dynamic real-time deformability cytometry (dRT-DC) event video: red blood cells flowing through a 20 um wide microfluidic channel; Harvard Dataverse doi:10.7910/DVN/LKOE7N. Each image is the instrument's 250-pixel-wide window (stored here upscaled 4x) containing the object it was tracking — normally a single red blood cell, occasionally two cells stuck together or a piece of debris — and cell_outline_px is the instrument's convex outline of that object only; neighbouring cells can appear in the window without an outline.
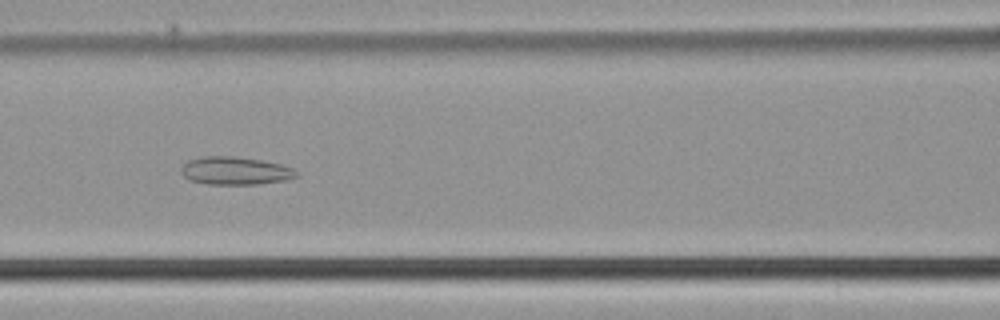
{"species": "common noctule bat (a hibernating species)", "species_latin": "Nyctalus noctula", "temperature_condition": "cold", "stored_images_in_passage": 50, "camera_frame_rate_fps": 3000, "um_per_image_px": 0.085, "animal": {"sex": "male", "body_mass_g": 21.5, "forearm_length_mm": 52.0}, "frame": {"image": 1, "passage_image": 22, "time_ms": 7.0, "image_size_px": [1000, 320], "cell_outline_px": [[300, 172], [296, 176], [284, 180], [256, 184], [208, 184], [188, 180], [180, 172], [180, 168], [188, 160], [204, 156], [232, 156], [260, 160], [280, 164], [292, 168]], "centroid_in_image_um": [19.95, 14.51], "position_along_channel_um": 146.6, "area_um2": 18.67}}
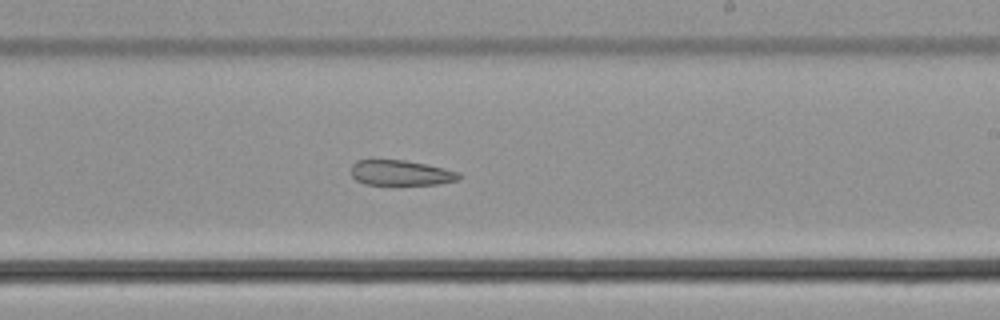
{"frame": {"image": 2, "passage_image": 30, "time_ms": 9.667, "image_size_px": [1000, 320], "cell_outline_px": [[460, 176], [456, 180], [436, 184], [364, 184], [356, 180], [352, 176], [352, 164], [356, 160], [404, 160], [444, 168], [460, 172]], "centroid_in_image_um": [34.04, 14.69], "position_along_channel_um": 255.0, "area_um2": 15.61}}
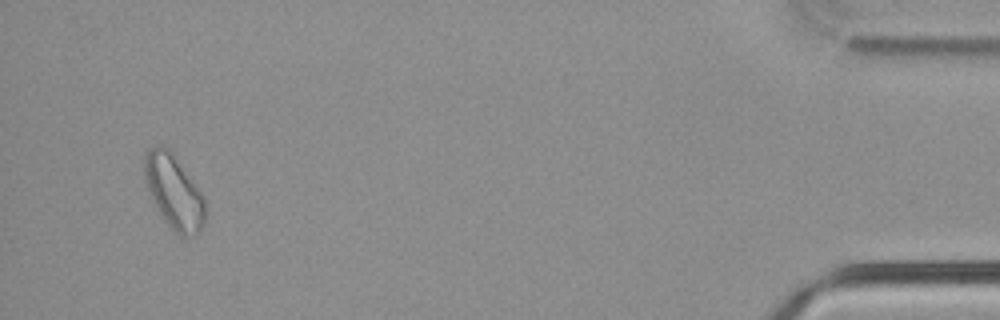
{"frame": {"image": 3, "passage_image": 48, "time_ms": 15.667, "image_size_px": [1000, 320], "cell_outline_px": [[204, 224], [200, 232], [188, 236], [180, 236], [164, 220], [144, 180], [144, 156], [148, 148], [160, 144], [164, 144], [172, 152], [204, 196]], "centroid_in_image_um": [14.77, 16.26], "position_along_channel_um": 420.4, "area_um2": 25.78}}